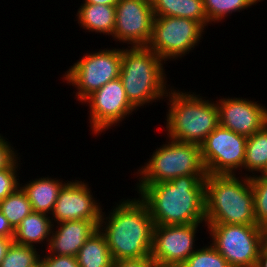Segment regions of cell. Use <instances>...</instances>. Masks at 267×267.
Wrapping results in <instances>:
<instances>
[{
  "label": "cell",
  "instance_id": "4dcf8cb0",
  "mask_svg": "<svg viewBox=\"0 0 267 267\" xmlns=\"http://www.w3.org/2000/svg\"><path fill=\"white\" fill-rule=\"evenodd\" d=\"M113 267H157L151 257L142 259L117 260L113 262Z\"/></svg>",
  "mask_w": 267,
  "mask_h": 267
},
{
  "label": "cell",
  "instance_id": "4316f807",
  "mask_svg": "<svg viewBox=\"0 0 267 267\" xmlns=\"http://www.w3.org/2000/svg\"><path fill=\"white\" fill-rule=\"evenodd\" d=\"M254 193V216L257 225L261 228L267 226V180L259 175L249 176Z\"/></svg>",
  "mask_w": 267,
  "mask_h": 267
},
{
  "label": "cell",
  "instance_id": "e0dca14e",
  "mask_svg": "<svg viewBox=\"0 0 267 267\" xmlns=\"http://www.w3.org/2000/svg\"><path fill=\"white\" fill-rule=\"evenodd\" d=\"M20 187L29 199L33 212L51 215L64 181L49 176L31 180Z\"/></svg>",
  "mask_w": 267,
  "mask_h": 267
},
{
  "label": "cell",
  "instance_id": "7a4b0ae2",
  "mask_svg": "<svg viewBox=\"0 0 267 267\" xmlns=\"http://www.w3.org/2000/svg\"><path fill=\"white\" fill-rule=\"evenodd\" d=\"M101 213L98 229L106 238L113 261L151 257L154 222L140 198L121 199Z\"/></svg>",
  "mask_w": 267,
  "mask_h": 267
},
{
  "label": "cell",
  "instance_id": "2e32d148",
  "mask_svg": "<svg viewBox=\"0 0 267 267\" xmlns=\"http://www.w3.org/2000/svg\"><path fill=\"white\" fill-rule=\"evenodd\" d=\"M99 222L100 220H72L53 225L47 253L77 256L85 241L98 229Z\"/></svg>",
  "mask_w": 267,
  "mask_h": 267
},
{
  "label": "cell",
  "instance_id": "9c48e42d",
  "mask_svg": "<svg viewBox=\"0 0 267 267\" xmlns=\"http://www.w3.org/2000/svg\"><path fill=\"white\" fill-rule=\"evenodd\" d=\"M204 29L195 20L173 16L154 17L152 37L147 47L164 62L182 58L198 46Z\"/></svg>",
  "mask_w": 267,
  "mask_h": 267
},
{
  "label": "cell",
  "instance_id": "8992f818",
  "mask_svg": "<svg viewBox=\"0 0 267 267\" xmlns=\"http://www.w3.org/2000/svg\"><path fill=\"white\" fill-rule=\"evenodd\" d=\"M154 150L149 161L136 172V185H150L171 181L185 175H207L200 145L169 139Z\"/></svg>",
  "mask_w": 267,
  "mask_h": 267
},
{
  "label": "cell",
  "instance_id": "603a6c76",
  "mask_svg": "<svg viewBox=\"0 0 267 267\" xmlns=\"http://www.w3.org/2000/svg\"><path fill=\"white\" fill-rule=\"evenodd\" d=\"M0 211L15 229L21 221L33 212L32 205L25 192L19 187L16 191L0 201Z\"/></svg>",
  "mask_w": 267,
  "mask_h": 267
},
{
  "label": "cell",
  "instance_id": "f546056e",
  "mask_svg": "<svg viewBox=\"0 0 267 267\" xmlns=\"http://www.w3.org/2000/svg\"><path fill=\"white\" fill-rule=\"evenodd\" d=\"M17 154V155H16ZM17 151L0 134V170L10 168L21 156L18 157Z\"/></svg>",
  "mask_w": 267,
  "mask_h": 267
},
{
  "label": "cell",
  "instance_id": "7402d4cb",
  "mask_svg": "<svg viewBox=\"0 0 267 267\" xmlns=\"http://www.w3.org/2000/svg\"><path fill=\"white\" fill-rule=\"evenodd\" d=\"M267 165V125L249 136L246 141L245 161L243 169L255 176ZM256 172V173H255Z\"/></svg>",
  "mask_w": 267,
  "mask_h": 267
},
{
  "label": "cell",
  "instance_id": "d590c367",
  "mask_svg": "<svg viewBox=\"0 0 267 267\" xmlns=\"http://www.w3.org/2000/svg\"><path fill=\"white\" fill-rule=\"evenodd\" d=\"M261 178L267 180V165L265 166V168L260 172L259 175Z\"/></svg>",
  "mask_w": 267,
  "mask_h": 267
},
{
  "label": "cell",
  "instance_id": "8fae6325",
  "mask_svg": "<svg viewBox=\"0 0 267 267\" xmlns=\"http://www.w3.org/2000/svg\"><path fill=\"white\" fill-rule=\"evenodd\" d=\"M82 103H87L90 108L88 117L94 135L119 125L126 116L137 110L129 102L120 78L109 81Z\"/></svg>",
  "mask_w": 267,
  "mask_h": 267
},
{
  "label": "cell",
  "instance_id": "484cf974",
  "mask_svg": "<svg viewBox=\"0 0 267 267\" xmlns=\"http://www.w3.org/2000/svg\"><path fill=\"white\" fill-rule=\"evenodd\" d=\"M209 244L197 248L180 267H230L226 259Z\"/></svg>",
  "mask_w": 267,
  "mask_h": 267
},
{
  "label": "cell",
  "instance_id": "74e56055",
  "mask_svg": "<svg viewBox=\"0 0 267 267\" xmlns=\"http://www.w3.org/2000/svg\"><path fill=\"white\" fill-rule=\"evenodd\" d=\"M31 267H43L42 262L39 260L37 263H35L33 266Z\"/></svg>",
  "mask_w": 267,
  "mask_h": 267
},
{
  "label": "cell",
  "instance_id": "9a60e30c",
  "mask_svg": "<svg viewBox=\"0 0 267 267\" xmlns=\"http://www.w3.org/2000/svg\"><path fill=\"white\" fill-rule=\"evenodd\" d=\"M215 102L219 125L235 133L249 137L267 125V108L254 100L223 97Z\"/></svg>",
  "mask_w": 267,
  "mask_h": 267
},
{
  "label": "cell",
  "instance_id": "d6a6232c",
  "mask_svg": "<svg viewBox=\"0 0 267 267\" xmlns=\"http://www.w3.org/2000/svg\"><path fill=\"white\" fill-rule=\"evenodd\" d=\"M13 242V237L0 236V264L6 256L7 251Z\"/></svg>",
  "mask_w": 267,
  "mask_h": 267
},
{
  "label": "cell",
  "instance_id": "d6986e66",
  "mask_svg": "<svg viewBox=\"0 0 267 267\" xmlns=\"http://www.w3.org/2000/svg\"><path fill=\"white\" fill-rule=\"evenodd\" d=\"M76 17L79 26L88 32L113 36L115 29V6L81 3Z\"/></svg>",
  "mask_w": 267,
  "mask_h": 267
},
{
  "label": "cell",
  "instance_id": "83f0119b",
  "mask_svg": "<svg viewBox=\"0 0 267 267\" xmlns=\"http://www.w3.org/2000/svg\"><path fill=\"white\" fill-rule=\"evenodd\" d=\"M18 162H20V158L10 168L0 170V201L20 187V180L17 175L20 166Z\"/></svg>",
  "mask_w": 267,
  "mask_h": 267
},
{
  "label": "cell",
  "instance_id": "1f68e13d",
  "mask_svg": "<svg viewBox=\"0 0 267 267\" xmlns=\"http://www.w3.org/2000/svg\"><path fill=\"white\" fill-rule=\"evenodd\" d=\"M0 236L14 237V229L8 222V219L0 211Z\"/></svg>",
  "mask_w": 267,
  "mask_h": 267
},
{
  "label": "cell",
  "instance_id": "ba28073f",
  "mask_svg": "<svg viewBox=\"0 0 267 267\" xmlns=\"http://www.w3.org/2000/svg\"><path fill=\"white\" fill-rule=\"evenodd\" d=\"M123 48L101 49L85 53L63 75V80L77 88L75 97L83 102L109 81L119 78Z\"/></svg>",
  "mask_w": 267,
  "mask_h": 267
},
{
  "label": "cell",
  "instance_id": "3957f363",
  "mask_svg": "<svg viewBox=\"0 0 267 267\" xmlns=\"http://www.w3.org/2000/svg\"><path fill=\"white\" fill-rule=\"evenodd\" d=\"M207 174L205 223L257 225L250 177Z\"/></svg>",
  "mask_w": 267,
  "mask_h": 267
},
{
  "label": "cell",
  "instance_id": "277c9868",
  "mask_svg": "<svg viewBox=\"0 0 267 267\" xmlns=\"http://www.w3.org/2000/svg\"><path fill=\"white\" fill-rule=\"evenodd\" d=\"M203 98L206 97L170 87L166 95V100H169L165 125L168 139L201 145L219 126L215 101Z\"/></svg>",
  "mask_w": 267,
  "mask_h": 267
},
{
  "label": "cell",
  "instance_id": "ac0fdd59",
  "mask_svg": "<svg viewBox=\"0 0 267 267\" xmlns=\"http://www.w3.org/2000/svg\"><path fill=\"white\" fill-rule=\"evenodd\" d=\"M53 223L51 216L32 212L27 215L14 229V243L19 245L38 247V244H49ZM37 244L35 246V244Z\"/></svg>",
  "mask_w": 267,
  "mask_h": 267
},
{
  "label": "cell",
  "instance_id": "f1b7e54d",
  "mask_svg": "<svg viewBox=\"0 0 267 267\" xmlns=\"http://www.w3.org/2000/svg\"><path fill=\"white\" fill-rule=\"evenodd\" d=\"M43 267H80L76 256L44 254L39 259Z\"/></svg>",
  "mask_w": 267,
  "mask_h": 267
},
{
  "label": "cell",
  "instance_id": "6da1fadb",
  "mask_svg": "<svg viewBox=\"0 0 267 267\" xmlns=\"http://www.w3.org/2000/svg\"><path fill=\"white\" fill-rule=\"evenodd\" d=\"M207 175L179 176L171 181L137 185L154 225L204 223L205 179Z\"/></svg>",
  "mask_w": 267,
  "mask_h": 267
},
{
  "label": "cell",
  "instance_id": "e575fe53",
  "mask_svg": "<svg viewBox=\"0 0 267 267\" xmlns=\"http://www.w3.org/2000/svg\"><path fill=\"white\" fill-rule=\"evenodd\" d=\"M119 0H84L83 3L116 6Z\"/></svg>",
  "mask_w": 267,
  "mask_h": 267
},
{
  "label": "cell",
  "instance_id": "836d02e7",
  "mask_svg": "<svg viewBox=\"0 0 267 267\" xmlns=\"http://www.w3.org/2000/svg\"><path fill=\"white\" fill-rule=\"evenodd\" d=\"M255 267H267V244L265 242L260 248Z\"/></svg>",
  "mask_w": 267,
  "mask_h": 267
},
{
  "label": "cell",
  "instance_id": "5bb4252c",
  "mask_svg": "<svg viewBox=\"0 0 267 267\" xmlns=\"http://www.w3.org/2000/svg\"><path fill=\"white\" fill-rule=\"evenodd\" d=\"M90 188L88 183L76 179L65 183L50 215L53 225L72 220H100L102 206Z\"/></svg>",
  "mask_w": 267,
  "mask_h": 267
},
{
  "label": "cell",
  "instance_id": "cb8c5ba5",
  "mask_svg": "<svg viewBox=\"0 0 267 267\" xmlns=\"http://www.w3.org/2000/svg\"><path fill=\"white\" fill-rule=\"evenodd\" d=\"M261 1L263 0H203V3L206 17L211 24L223 21L228 14L244 11Z\"/></svg>",
  "mask_w": 267,
  "mask_h": 267
},
{
  "label": "cell",
  "instance_id": "44dd1931",
  "mask_svg": "<svg viewBox=\"0 0 267 267\" xmlns=\"http://www.w3.org/2000/svg\"><path fill=\"white\" fill-rule=\"evenodd\" d=\"M76 257L80 267H113L106 238L99 229L85 241Z\"/></svg>",
  "mask_w": 267,
  "mask_h": 267
},
{
  "label": "cell",
  "instance_id": "d4e9b609",
  "mask_svg": "<svg viewBox=\"0 0 267 267\" xmlns=\"http://www.w3.org/2000/svg\"><path fill=\"white\" fill-rule=\"evenodd\" d=\"M36 247L12 243L0 267H31L37 263L41 254Z\"/></svg>",
  "mask_w": 267,
  "mask_h": 267
},
{
  "label": "cell",
  "instance_id": "5b68a950",
  "mask_svg": "<svg viewBox=\"0 0 267 267\" xmlns=\"http://www.w3.org/2000/svg\"><path fill=\"white\" fill-rule=\"evenodd\" d=\"M164 63L148 47L123 48L119 78L129 102L137 110L166 98L170 85L166 81Z\"/></svg>",
  "mask_w": 267,
  "mask_h": 267
},
{
  "label": "cell",
  "instance_id": "52a82bcc",
  "mask_svg": "<svg viewBox=\"0 0 267 267\" xmlns=\"http://www.w3.org/2000/svg\"><path fill=\"white\" fill-rule=\"evenodd\" d=\"M207 224V225H206ZM212 246L230 267H255L264 243L263 228L258 225L204 223Z\"/></svg>",
  "mask_w": 267,
  "mask_h": 267
},
{
  "label": "cell",
  "instance_id": "4fadbf2b",
  "mask_svg": "<svg viewBox=\"0 0 267 267\" xmlns=\"http://www.w3.org/2000/svg\"><path fill=\"white\" fill-rule=\"evenodd\" d=\"M113 39L128 47H147L153 29L151 0H119L115 6Z\"/></svg>",
  "mask_w": 267,
  "mask_h": 267
},
{
  "label": "cell",
  "instance_id": "7c38bea8",
  "mask_svg": "<svg viewBox=\"0 0 267 267\" xmlns=\"http://www.w3.org/2000/svg\"><path fill=\"white\" fill-rule=\"evenodd\" d=\"M154 225L151 258L160 267H180L197 249L198 226Z\"/></svg>",
  "mask_w": 267,
  "mask_h": 267
},
{
  "label": "cell",
  "instance_id": "30bf717a",
  "mask_svg": "<svg viewBox=\"0 0 267 267\" xmlns=\"http://www.w3.org/2000/svg\"><path fill=\"white\" fill-rule=\"evenodd\" d=\"M247 138L221 125L211 132L200 145L207 174L236 175L238 170L242 173Z\"/></svg>",
  "mask_w": 267,
  "mask_h": 267
},
{
  "label": "cell",
  "instance_id": "8d00e7d4",
  "mask_svg": "<svg viewBox=\"0 0 267 267\" xmlns=\"http://www.w3.org/2000/svg\"><path fill=\"white\" fill-rule=\"evenodd\" d=\"M264 231V242L267 244V226L263 228Z\"/></svg>",
  "mask_w": 267,
  "mask_h": 267
},
{
  "label": "cell",
  "instance_id": "ffe728a7",
  "mask_svg": "<svg viewBox=\"0 0 267 267\" xmlns=\"http://www.w3.org/2000/svg\"><path fill=\"white\" fill-rule=\"evenodd\" d=\"M154 17H181L199 22L204 28L209 21L203 0H151Z\"/></svg>",
  "mask_w": 267,
  "mask_h": 267
}]
</instances>
